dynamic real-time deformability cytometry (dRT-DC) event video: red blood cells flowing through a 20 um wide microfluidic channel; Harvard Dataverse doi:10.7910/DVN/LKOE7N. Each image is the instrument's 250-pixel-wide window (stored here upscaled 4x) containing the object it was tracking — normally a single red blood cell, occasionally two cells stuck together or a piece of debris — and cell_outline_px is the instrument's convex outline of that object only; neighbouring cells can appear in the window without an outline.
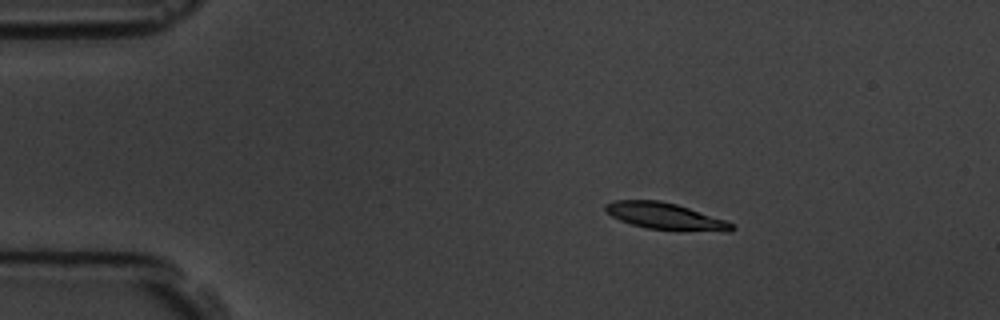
{"species": "common noctule bat (a hibernating species)", "species_latin": "Nyctalus noctula", "temperature_condition": "room temperature", "stored_images_in_passage": 4, "camera_frame_rate_fps": 3000, "um_per_image_px": 0.085, "animal": {"sex": "male", "body_mass_g": 19.5, "forearm_length_mm": 54.6}, "frame": {"image": 1, "passage_image": 2, "time_ms": 2.0, "image_size_px": [1000, 320], "cell_outline_px": [[736, 228], [732, 232], [724, 232], [648, 228], [632, 224], [620, 220], [612, 216], [604, 208], [604, 204], [616, 200], [660, 200], [676, 204], [728, 220]], "centroid_in_image_um": [56.61, 18.37], "position_along_channel_um": 28.4, "area_um2": 19.54}}